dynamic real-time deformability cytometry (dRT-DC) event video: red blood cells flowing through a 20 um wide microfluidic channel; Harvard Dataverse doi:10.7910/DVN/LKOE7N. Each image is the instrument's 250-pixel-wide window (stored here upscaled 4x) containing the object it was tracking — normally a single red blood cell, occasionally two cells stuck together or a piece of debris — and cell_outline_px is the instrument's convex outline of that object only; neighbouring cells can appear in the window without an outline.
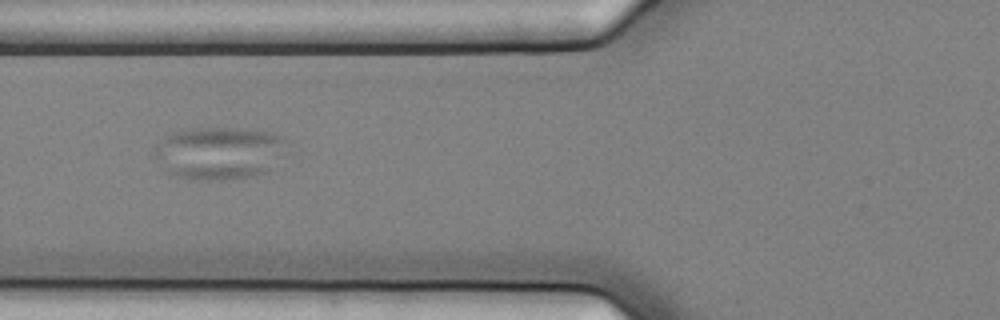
{"species": "common noctule bat (a hibernating species)", "species_latin": "Nyctalus noctula", "temperature_condition": "cold", "stored_images_in_passage": 21, "camera_frame_rate_fps": 3000, "um_per_image_px": 0.085, "animal": {"sex": "female", "body_mass_g": 25.1}, "frame": {"image": 1, "passage_image": 4, "time_ms": 1.0, "image_size_px": [1000, 320], "cell_outline_px": [[284, 140], [272, 172], [252, 176], [220, 180], [192, 180], [164, 172], [152, 156], [156, 148], [168, 136], [180, 128], [228, 128], [264, 132], [284, 136]], "centroid_in_image_um": [18.54, 13.03], "position_along_channel_um": 107.3, "area_um2": 40.34}}
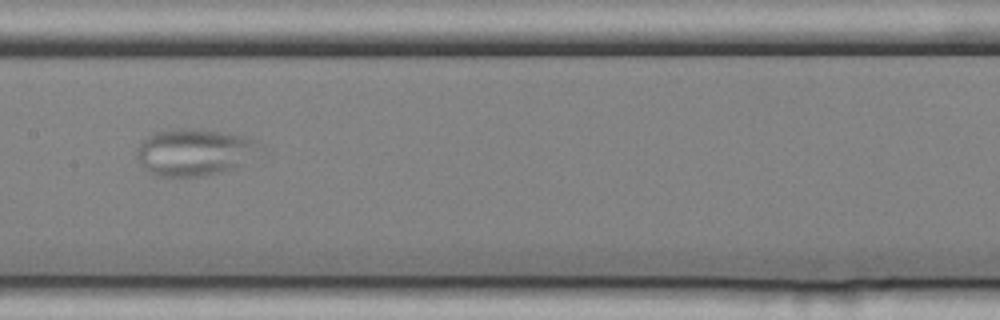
{"frame": {"image": 2, "passage_image": 11, "time_ms": 3.333, "image_size_px": [1000, 320], "cell_outline_px": [[264, 148], [240, 164], [220, 172], [204, 176], [152, 176], [148, 172], [136, 156], [136, 148], [148, 136], [156, 132], [180, 128], [192, 128], [248, 136], [256, 140]], "centroid_in_image_um": [16.51, 12.92], "position_along_channel_um": 190.9, "area_um2": 33.41}}
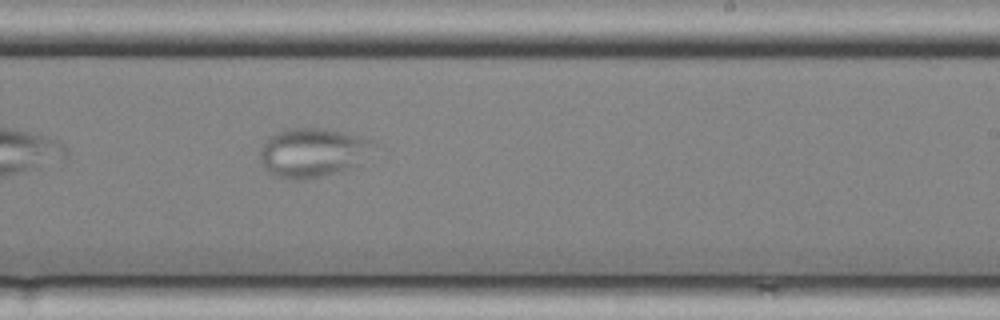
{"frame": {"image": 3, "passage_image": 17, "time_ms": 5.333, "image_size_px": [1000, 320], "cell_outline_px": [[376, 144], [348, 168], [340, 172], [324, 176], [304, 180], [292, 180], [276, 176], [268, 172], [260, 156], [260, 152], [268, 136], [288, 128], [324, 128], [344, 132], [376, 140]], "centroid_in_image_um": [26.53, 12.95], "position_along_channel_um": 262.5, "area_um2": 32.02}}